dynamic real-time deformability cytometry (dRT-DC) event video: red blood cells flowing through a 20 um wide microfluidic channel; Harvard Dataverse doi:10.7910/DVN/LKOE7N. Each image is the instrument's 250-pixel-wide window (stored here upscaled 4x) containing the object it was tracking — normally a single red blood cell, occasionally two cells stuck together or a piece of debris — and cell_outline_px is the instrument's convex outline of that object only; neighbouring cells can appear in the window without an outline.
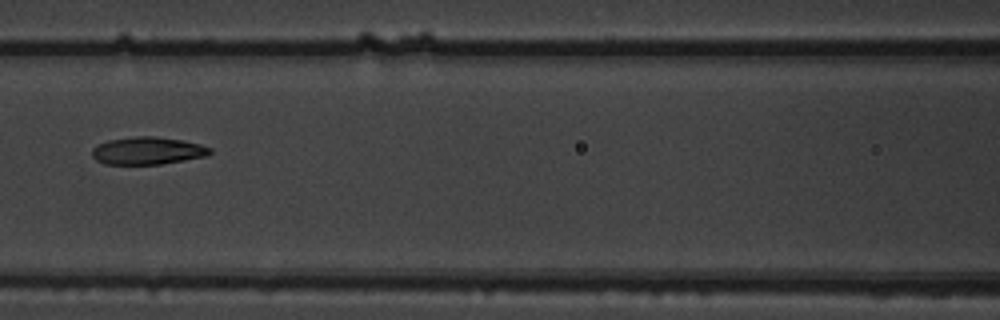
{"species": "common noctule bat (a hibernating species)", "species_latin": "Nyctalus noctula", "temperature_condition": "warm", "stored_images_in_passage": 9, "camera_frame_rate_fps": 3000, "um_per_image_px": 0.085, "animal": {"sex": "male", "body_mass_g": 19.5, "forearm_length_mm": 54.6}, "frame": {"image": 1, "passage_image": 7, "time_ms": 2.0, "image_size_px": [1000, 320], "cell_outline_px": [[212, 152], [208, 156], [160, 164], [104, 164], [96, 160], [92, 156], [92, 148], [96, 144], [108, 140], [136, 136], [156, 136], [184, 140], [200, 144], [212, 148]], "centroid_in_image_um": [12.55, 12.8], "position_along_channel_um": 154.1, "area_um2": 19.13}}
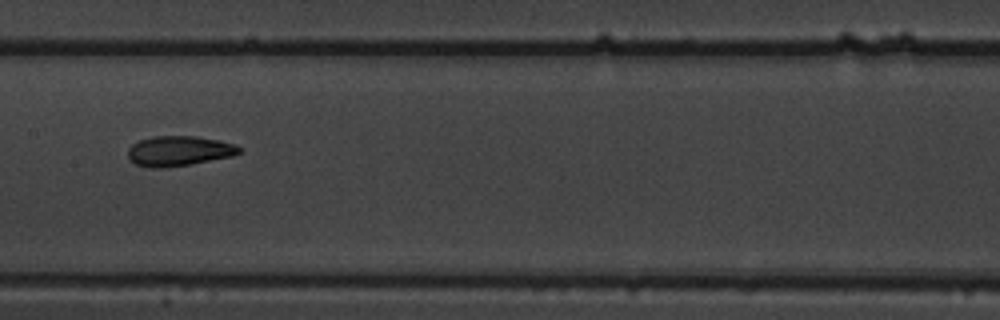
{"frame": {"image": 2, "passage_image": 8, "time_ms": 2.333, "image_size_px": [1000, 320], "cell_outline_px": [[244, 148], [240, 152], [232, 156], [188, 164], [164, 168], [152, 168], [136, 164], [128, 160], [128, 148], [132, 144], [140, 140], [152, 136], [196, 136], [220, 140], [236, 144]], "centroid_in_image_um": [15.21, 12.82], "position_along_channel_um": 192.2, "area_um2": 19.59}}
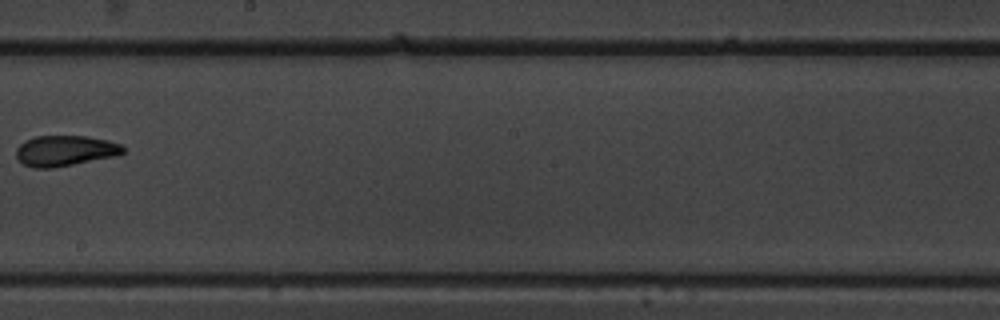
{"frame": {"image": 3, "passage_image": 9, "time_ms": 2.667, "image_size_px": [1000, 320], "cell_outline_px": [[124, 152], [116, 156], [52, 168], [32, 168], [24, 164], [16, 156], [16, 148], [24, 140], [36, 136], [84, 136], [108, 140], [120, 144], [124, 148]], "centroid_in_image_um": [5.51, 12.81], "position_along_channel_um": 242.7, "area_um2": 19.02}}